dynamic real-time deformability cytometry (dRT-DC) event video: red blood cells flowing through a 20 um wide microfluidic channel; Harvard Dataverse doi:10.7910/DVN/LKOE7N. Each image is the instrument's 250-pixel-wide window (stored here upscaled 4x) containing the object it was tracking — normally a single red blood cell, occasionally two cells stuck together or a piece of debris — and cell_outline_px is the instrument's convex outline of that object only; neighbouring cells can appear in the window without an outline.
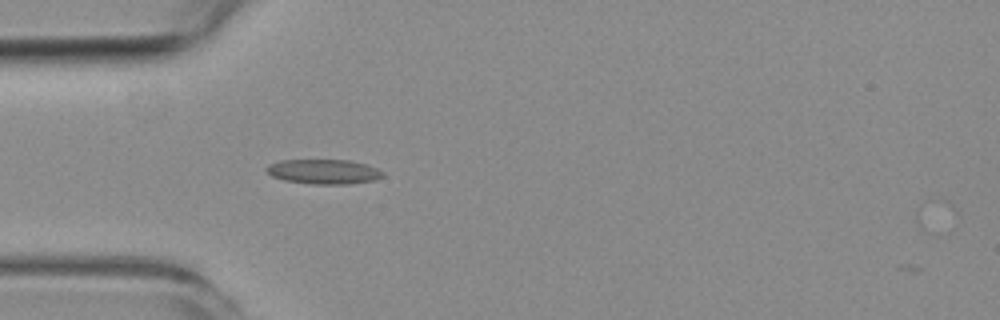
{"species": "common noctule bat (a hibernating species)", "species_latin": "Nyctalus noctula", "temperature_condition": "room temperature", "stored_images_in_passage": 3, "camera_frame_rate_fps": 3000, "um_per_image_px": 0.085, "animal": {"sex": "female", "body_mass_g": 19.3, "forearm_length_mm": 54.1}, "frame": {"image": 1, "passage_image": 3, "time_ms": 4.0, "image_size_px": [1000, 320], "cell_outline_px": [[384, 176], [372, 180], [348, 184], [312, 184], [284, 180], [272, 176], [264, 168], [268, 164], [280, 160], [352, 160], [376, 168], [384, 172]], "centroid_in_image_um": [27.49, 14.58], "position_along_channel_um": 57.5, "area_um2": 16.7}}